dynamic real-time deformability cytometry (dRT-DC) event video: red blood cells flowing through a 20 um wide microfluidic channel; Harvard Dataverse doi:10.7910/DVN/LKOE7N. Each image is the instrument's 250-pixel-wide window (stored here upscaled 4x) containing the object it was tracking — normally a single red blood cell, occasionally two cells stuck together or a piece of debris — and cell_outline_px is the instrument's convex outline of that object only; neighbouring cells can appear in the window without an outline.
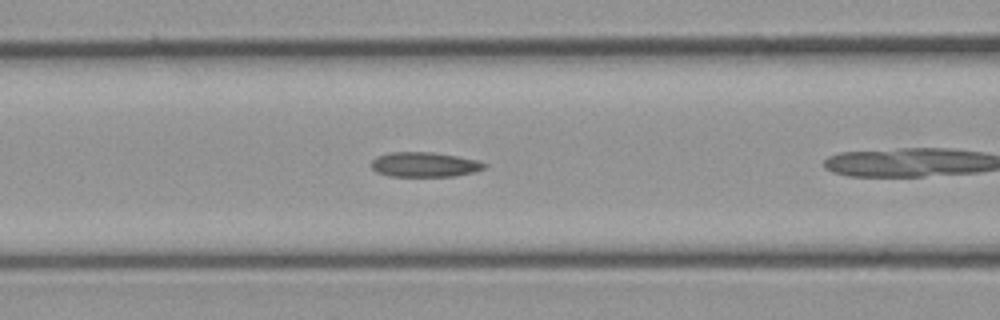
{"species": "common noctule bat (a hibernating species)", "species_latin": "Nyctalus noctula", "temperature_condition": "cold", "stored_images_in_passage": 18, "camera_frame_rate_fps": 3000, "um_per_image_px": 0.085, "animal": {"sex": "male", "body_mass_g": 23.1, "forearm_length_mm": 52.7}, "frame": {"image": 1, "passage_image": 8, "time_ms": 2.333, "image_size_px": [1000, 320], "cell_outline_px": [[488, 164], [484, 168], [472, 172], [456, 176], [388, 176], [376, 172], [372, 168], [372, 160], [376, 156], [388, 152], [432, 152], [456, 156], [476, 160]], "centroid_in_image_um": [36.04, 13.98], "position_along_channel_um": 130.6, "area_um2": 16.3}}
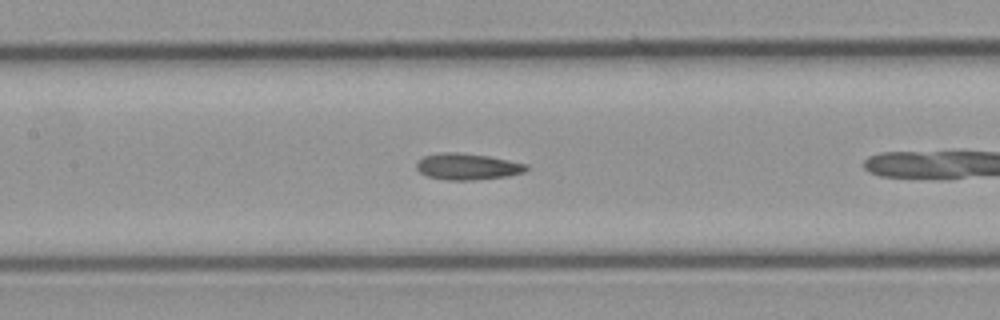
{"frame": {"image": 2, "passage_image": 11, "time_ms": 3.333, "image_size_px": [1000, 320], "cell_outline_px": [[528, 168], [524, 172], [508, 176], [472, 180], [448, 180], [428, 176], [420, 172], [416, 168], [416, 164], [424, 156], [444, 152], [456, 152], [488, 156], [528, 164]], "centroid_in_image_um": [39.75, 14.16], "position_along_channel_um": 167.7, "area_um2": 16.7}}